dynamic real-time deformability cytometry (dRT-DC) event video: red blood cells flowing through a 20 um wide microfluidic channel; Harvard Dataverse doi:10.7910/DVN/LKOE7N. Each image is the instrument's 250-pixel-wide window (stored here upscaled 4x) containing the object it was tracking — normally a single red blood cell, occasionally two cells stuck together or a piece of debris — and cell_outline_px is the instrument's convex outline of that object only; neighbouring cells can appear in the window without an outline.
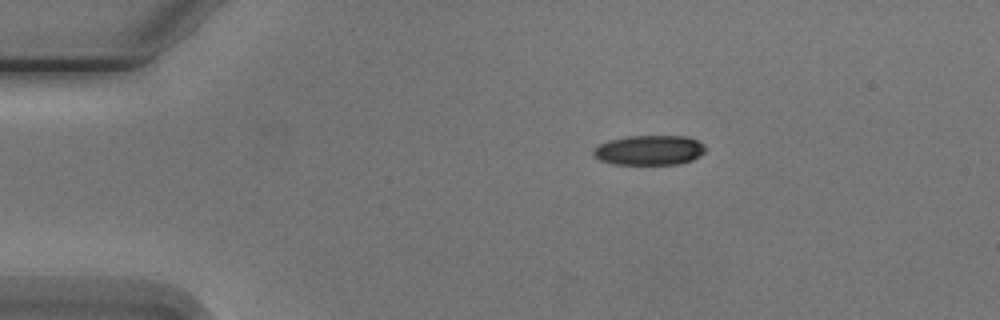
{"species": "Egyptian fruit bat (a non-hibernating species)", "species_latin": "Rousettus aegyptiacus", "temperature_condition": "cold", "stored_images_in_passage": 3, "camera_frame_rate_fps": 3000, "um_per_image_px": 0.085, "animal": {"sex": "male"}, "frame": {"image": 1, "passage_image": 1, "time_ms": 0.0, "image_size_px": [1000, 320], "cell_outline_px": [[704, 152], [700, 156], [692, 160], [680, 164], [612, 164], [600, 160], [592, 156], [592, 152], [600, 144], [608, 140], [628, 136], [688, 136], [704, 144]], "centroid_in_image_um": [55.19, 12.77], "position_along_channel_um": 29.8, "area_um2": 19.54}}